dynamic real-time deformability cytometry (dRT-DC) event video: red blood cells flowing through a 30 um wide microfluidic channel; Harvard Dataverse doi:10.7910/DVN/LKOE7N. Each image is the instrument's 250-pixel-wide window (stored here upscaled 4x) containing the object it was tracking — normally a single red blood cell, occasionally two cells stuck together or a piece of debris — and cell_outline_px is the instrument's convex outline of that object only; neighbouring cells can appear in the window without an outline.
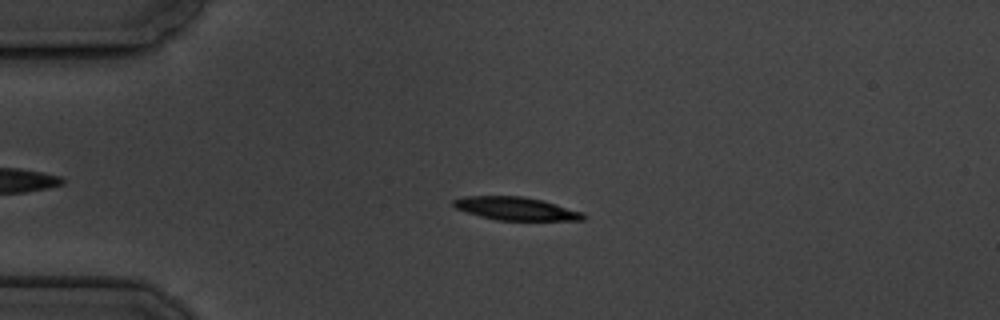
{"species": "common noctule bat (a hibernating species)", "species_latin": "Nyctalus noctula", "temperature_condition": "cold", "stored_images_in_passage": 6, "camera_frame_rate_fps": 3000, "um_per_image_px": 0.085, "animal": {"sex": "male", "body_mass_g": 19.5, "forearm_length_mm": 54.6}, "frame": {"image": 1, "passage_image": 5, "time_ms": 4.667, "image_size_px": [1000, 320], "cell_outline_px": [[588, 216], [584, 220], [496, 220], [480, 216], [456, 208], [452, 204], [452, 200], [464, 196], [524, 196], [544, 200], [584, 212]], "centroid_in_image_um": [43.9, 17.72], "position_along_channel_um": 41.1, "area_um2": 17.63}}